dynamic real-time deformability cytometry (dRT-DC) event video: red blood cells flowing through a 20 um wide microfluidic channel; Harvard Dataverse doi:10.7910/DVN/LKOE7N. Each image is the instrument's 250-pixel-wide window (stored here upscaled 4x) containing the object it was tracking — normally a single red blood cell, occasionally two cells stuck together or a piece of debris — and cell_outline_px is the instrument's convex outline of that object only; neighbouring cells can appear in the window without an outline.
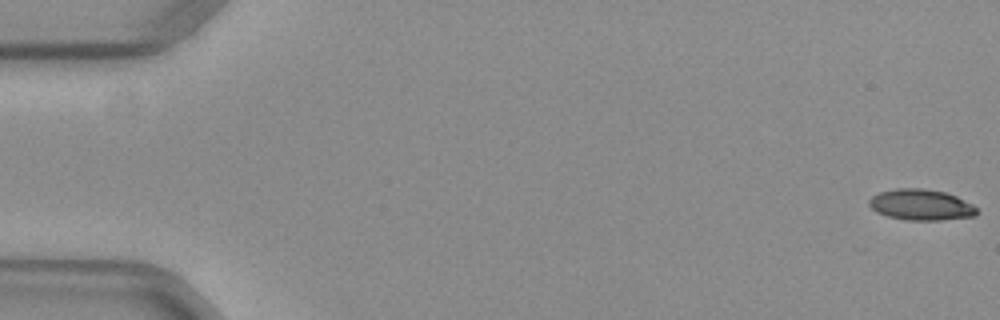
{"species": "common noctule bat (a hibernating species)", "species_latin": "Nyctalus noctula", "temperature_condition": "warm", "stored_images_in_passage": 13, "camera_frame_rate_fps": 3000, "um_per_image_px": 0.085, "animal": {"sex": "female", "body_mass_g": 29.2, "forearm_length_mm": 56.3}, "frame": {"image": 1, "passage_image": 1, "time_ms": 0.0, "image_size_px": [1000, 320], "cell_outline_px": [[976, 216], [940, 220], [904, 220], [888, 216], [876, 212], [868, 204], [868, 200], [872, 196], [880, 192], [896, 188], [924, 188], [944, 192], [956, 196], [972, 204], [976, 208]], "centroid_in_image_um": [78.26, 17.4], "position_along_channel_um": 6.7, "area_um2": 19.42}}
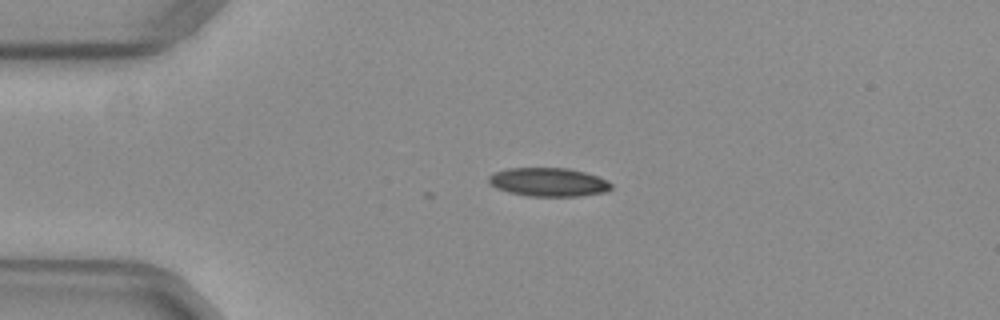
{"frame": {"image": 2, "passage_image": 13, "time_ms": 4.0, "image_size_px": [1000, 320], "cell_outline_px": [[612, 188], [608, 192], [580, 196], [528, 196], [508, 192], [496, 188], [488, 184], [488, 176], [496, 172], [508, 168], [568, 168], [584, 172], [608, 180], [612, 184]], "centroid_in_image_um": [46.63, 15.48], "position_along_channel_um": 38.4, "area_um2": 20.58}}